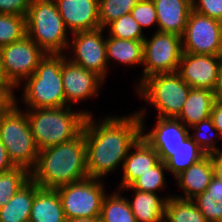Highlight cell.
Masks as SVG:
<instances>
[{
	"mask_svg": "<svg viewBox=\"0 0 222 222\" xmlns=\"http://www.w3.org/2000/svg\"><path fill=\"white\" fill-rule=\"evenodd\" d=\"M192 10L222 22V0H192Z\"/></svg>",
	"mask_w": 222,
	"mask_h": 222,
	"instance_id": "36",
	"label": "cell"
},
{
	"mask_svg": "<svg viewBox=\"0 0 222 222\" xmlns=\"http://www.w3.org/2000/svg\"><path fill=\"white\" fill-rule=\"evenodd\" d=\"M136 89L139 96L157 109V117L176 118L191 87L175 72L152 75L144 79Z\"/></svg>",
	"mask_w": 222,
	"mask_h": 222,
	"instance_id": "7",
	"label": "cell"
},
{
	"mask_svg": "<svg viewBox=\"0 0 222 222\" xmlns=\"http://www.w3.org/2000/svg\"><path fill=\"white\" fill-rule=\"evenodd\" d=\"M103 181L87 177L58 187L65 218L100 217L105 193Z\"/></svg>",
	"mask_w": 222,
	"mask_h": 222,
	"instance_id": "8",
	"label": "cell"
},
{
	"mask_svg": "<svg viewBox=\"0 0 222 222\" xmlns=\"http://www.w3.org/2000/svg\"><path fill=\"white\" fill-rule=\"evenodd\" d=\"M207 222H222V201L207 197V190L192 199Z\"/></svg>",
	"mask_w": 222,
	"mask_h": 222,
	"instance_id": "34",
	"label": "cell"
},
{
	"mask_svg": "<svg viewBox=\"0 0 222 222\" xmlns=\"http://www.w3.org/2000/svg\"><path fill=\"white\" fill-rule=\"evenodd\" d=\"M32 0H0V14L26 17Z\"/></svg>",
	"mask_w": 222,
	"mask_h": 222,
	"instance_id": "37",
	"label": "cell"
},
{
	"mask_svg": "<svg viewBox=\"0 0 222 222\" xmlns=\"http://www.w3.org/2000/svg\"><path fill=\"white\" fill-rule=\"evenodd\" d=\"M107 29L109 31L108 36L119 39L143 41L146 37L142 32L141 26L130 13L111 22Z\"/></svg>",
	"mask_w": 222,
	"mask_h": 222,
	"instance_id": "31",
	"label": "cell"
},
{
	"mask_svg": "<svg viewBox=\"0 0 222 222\" xmlns=\"http://www.w3.org/2000/svg\"><path fill=\"white\" fill-rule=\"evenodd\" d=\"M130 14L142 29L157 24L156 7L153 0H140Z\"/></svg>",
	"mask_w": 222,
	"mask_h": 222,
	"instance_id": "35",
	"label": "cell"
},
{
	"mask_svg": "<svg viewBox=\"0 0 222 222\" xmlns=\"http://www.w3.org/2000/svg\"><path fill=\"white\" fill-rule=\"evenodd\" d=\"M215 100V92L207 89L191 88L183 108L176 118L185 126L193 127L210 117Z\"/></svg>",
	"mask_w": 222,
	"mask_h": 222,
	"instance_id": "22",
	"label": "cell"
},
{
	"mask_svg": "<svg viewBox=\"0 0 222 222\" xmlns=\"http://www.w3.org/2000/svg\"><path fill=\"white\" fill-rule=\"evenodd\" d=\"M145 111L144 109L136 112L141 120V137L155 151H174L190 136L188 127L178 118L173 117H157L154 129L151 132L144 133Z\"/></svg>",
	"mask_w": 222,
	"mask_h": 222,
	"instance_id": "15",
	"label": "cell"
},
{
	"mask_svg": "<svg viewBox=\"0 0 222 222\" xmlns=\"http://www.w3.org/2000/svg\"><path fill=\"white\" fill-rule=\"evenodd\" d=\"M65 222H101L100 217H94V218H66Z\"/></svg>",
	"mask_w": 222,
	"mask_h": 222,
	"instance_id": "44",
	"label": "cell"
},
{
	"mask_svg": "<svg viewBox=\"0 0 222 222\" xmlns=\"http://www.w3.org/2000/svg\"><path fill=\"white\" fill-rule=\"evenodd\" d=\"M70 33L101 28L99 0H54Z\"/></svg>",
	"mask_w": 222,
	"mask_h": 222,
	"instance_id": "16",
	"label": "cell"
},
{
	"mask_svg": "<svg viewBox=\"0 0 222 222\" xmlns=\"http://www.w3.org/2000/svg\"><path fill=\"white\" fill-rule=\"evenodd\" d=\"M17 105L0 116V139L13 164L31 172L36 167L40 150L33 138L27 112H22Z\"/></svg>",
	"mask_w": 222,
	"mask_h": 222,
	"instance_id": "6",
	"label": "cell"
},
{
	"mask_svg": "<svg viewBox=\"0 0 222 222\" xmlns=\"http://www.w3.org/2000/svg\"><path fill=\"white\" fill-rule=\"evenodd\" d=\"M159 162L157 152L141 137L130 149L122 164L123 176L119 188L130 187L142 174Z\"/></svg>",
	"mask_w": 222,
	"mask_h": 222,
	"instance_id": "18",
	"label": "cell"
},
{
	"mask_svg": "<svg viewBox=\"0 0 222 222\" xmlns=\"http://www.w3.org/2000/svg\"><path fill=\"white\" fill-rule=\"evenodd\" d=\"M61 74L66 103L69 106L70 103L76 104L90 97H97L101 84L105 82L96 73L71 62L64 53Z\"/></svg>",
	"mask_w": 222,
	"mask_h": 222,
	"instance_id": "14",
	"label": "cell"
},
{
	"mask_svg": "<svg viewBox=\"0 0 222 222\" xmlns=\"http://www.w3.org/2000/svg\"><path fill=\"white\" fill-rule=\"evenodd\" d=\"M36 194V183L30 179L0 208V222L29 221L32 203Z\"/></svg>",
	"mask_w": 222,
	"mask_h": 222,
	"instance_id": "24",
	"label": "cell"
},
{
	"mask_svg": "<svg viewBox=\"0 0 222 222\" xmlns=\"http://www.w3.org/2000/svg\"><path fill=\"white\" fill-rule=\"evenodd\" d=\"M62 54H46L35 73L27 78L23 88V103L27 109L59 108L66 103L62 83Z\"/></svg>",
	"mask_w": 222,
	"mask_h": 222,
	"instance_id": "4",
	"label": "cell"
},
{
	"mask_svg": "<svg viewBox=\"0 0 222 222\" xmlns=\"http://www.w3.org/2000/svg\"><path fill=\"white\" fill-rule=\"evenodd\" d=\"M2 69L6 82L14 88L35 73L40 60L46 53L27 35L0 48Z\"/></svg>",
	"mask_w": 222,
	"mask_h": 222,
	"instance_id": "10",
	"label": "cell"
},
{
	"mask_svg": "<svg viewBox=\"0 0 222 222\" xmlns=\"http://www.w3.org/2000/svg\"><path fill=\"white\" fill-rule=\"evenodd\" d=\"M192 128V130L195 131V133L193 132L192 135H190V137L198 144V146L207 154V155H211V154H217V153H221L222 149L220 150V148L216 147L215 142L217 143L218 137L219 139H222V136L219 135V131L215 128L213 121L211 119V117H208L202 121H200L199 123H197L196 125H194ZM206 129V130H204ZM212 131L213 133H215V135L213 136V138L211 137V133L209 134V132ZM205 132H204V131ZM208 132V133H207ZM209 134V136L207 134ZM207 135V136H206ZM219 135V136H218ZM211 138V139H210ZM215 139V140H214Z\"/></svg>",
	"mask_w": 222,
	"mask_h": 222,
	"instance_id": "32",
	"label": "cell"
},
{
	"mask_svg": "<svg viewBox=\"0 0 222 222\" xmlns=\"http://www.w3.org/2000/svg\"><path fill=\"white\" fill-rule=\"evenodd\" d=\"M25 18L27 36L46 54L68 49V29L54 0H32Z\"/></svg>",
	"mask_w": 222,
	"mask_h": 222,
	"instance_id": "5",
	"label": "cell"
},
{
	"mask_svg": "<svg viewBox=\"0 0 222 222\" xmlns=\"http://www.w3.org/2000/svg\"><path fill=\"white\" fill-rule=\"evenodd\" d=\"M71 108L27 109V118L39 150L72 140L83 131L85 120L91 113L86 110L74 112Z\"/></svg>",
	"mask_w": 222,
	"mask_h": 222,
	"instance_id": "3",
	"label": "cell"
},
{
	"mask_svg": "<svg viewBox=\"0 0 222 222\" xmlns=\"http://www.w3.org/2000/svg\"><path fill=\"white\" fill-rule=\"evenodd\" d=\"M0 83H8V82H6L4 72L2 69L1 52H0Z\"/></svg>",
	"mask_w": 222,
	"mask_h": 222,
	"instance_id": "45",
	"label": "cell"
},
{
	"mask_svg": "<svg viewBox=\"0 0 222 222\" xmlns=\"http://www.w3.org/2000/svg\"><path fill=\"white\" fill-rule=\"evenodd\" d=\"M65 219L57 190L40 188L36 184V194L32 203L29 221L65 222Z\"/></svg>",
	"mask_w": 222,
	"mask_h": 222,
	"instance_id": "21",
	"label": "cell"
},
{
	"mask_svg": "<svg viewBox=\"0 0 222 222\" xmlns=\"http://www.w3.org/2000/svg\"><path fill=\"white\" fill-rule=\"evenodd\" d=\"M93 119L92 114L88 115L83 127L87 174L101 180L124 163L130 149L141 138L142 126L136 112L122 117L108 116L99 122Z\"/></svg>",
	"mask_w": 222,
	"mask_h": 222,
	"instance_id": "1",
	"label": "cell"
},
{
	"mask_svg": "<svg viewBox=\"0 0 222 222\" xmlns=\"http://www.w3.org/2000/svg\"><path fill=\"white\" fill-rule=\"evenodd\" d=\"M212 164L214 169V177L222 181V154H212Z\"/></svg>",
	"mask_w": 222,
	"mask_h": 222,
	"instance_id": "42",
	"label": "cell"
},
{
	"mask_svg": "<svg viewBox=\"0 0 222 222\" xmlns=\"http://www.w3.org/2000/svg\"><path fill=\"white\" fill-rule=\"evenodd\" d=\"M140 0H99V22L106 27L123 15L129 14Z\"/></svg>",
	"mask_w": 222,
	"mask_h": 222,
	"instance_id": "30",
	"label": "cell"
},
{
	"mask_svg": "<svg viewBox=\"0 0 222 222\" xmlns=\"http://www.w3.org/2000/svg\"><path fill=\"white\" fill-rule=\"evenodd\" d=\"M183 54L182 37L173 33H163L156 30L149 40H143V78L155 74L175 73Z\"/></svg>",
	"mask_w": 222,
	"mask_h": 222,
	"instance_id": "9",
	"label": "cell"
},
{
	"mask_svg": "<svg viewBox=\"0 0 222 222\" xmlns=\"http://www.w3.org/2000/svg\"><path fill=\"white\" fill-rule=\"evenodd\" d=\"M221 66L222 56L183 52L177 73L191 88L215 92Z\"/></svg>",
	"mask_w": 222,
	"mask_h": 222,
	"instance_id": "13",
	"label": "cell"
},
{
	"mask_svg": "<svg viewBox=\"0 0 222 222\" xmlns=\"http://www.w3.org/2000/svg\"><path fill=\"white\" fill-rule=\"evenodd\" d=\"M164 222H207L195 202L174 195L167 199Z\"/></svg>",
	"mask_w": 222,
	"mask_h": 222,
	"instance_id": "26",
	"label": "cell"
},
{
	"mask_svg": "<svg viewBox=\"0 0 222 222\" xmlns=\"http://www.w3.org/2000/svg\"><path fill=\"white\" fill-rule=\"evenodd\" d=\"M106 58L124 65H143V41L106 37Z\"/></svg>",
	"mask_w": 222,
	"mask_h": 222,
	"instance_id": "25",
	"label": "cell"
},
{
	"mask_svg": "<svg viewBox=\"0 0 222 222\" xmlns=\"http://www.w3.org/2000/svg\"><path fill=\"white\" fill-rule=\"evenodd\" d=\"M213 177L214 169L211 154L206 155L176 177L177 186L183 189L186 196L183 198L181 195H175V197L192 200L208 188Z\"/></svg>",
	"mask_w": 222,
	"mask_h": 222,
	"instance_id": "19",
	"label": "cell"
},
{
	"mask_svg": "<svg viewBox=\"0 0 222 222\" xmlns=\"http://www.w3.org/2000/svg\"><path fill=\"white\" fill-rule=\"evenodd\" d=\"M156 152L174 178L207 155L190 136L174 151Z\"/></svg>",
	"mask_w": 222,
	"mask_h": 222,
	"instance_id": "23",
	"label": "cell"
},
{
	"mask_svg": "<svg viewBox=\"0 0 222 222\" xmlns=\"http://www.w3.org/2000/svg\"><path fill=\"white\" fill-rule=\"evenodd\" d=\"M215 98H216V100L222 102V66H221L220 73H219L218 85L215 90Z\"/></svg>",
	"mask_w": 222,
	"mask_h": 222,
	"instance_id": "43",
	"label": "cell"
},
{
	"mask_svg": "<svg viewBox=\"0 0 222 222\" xmlns=\"http://www.w3.org/2000/svg\"><path fill=\"white\" fill-rule=\"evenodd\" d=\"M121 189L135 191L134 199L128 202L137 222H164L166 201L172 196L160 198L155 193L134 190L131 186L119 188L120 191Z\"/></svg>",
	"mask_w": 222,
	"mask_h": 222,
	"instance_id": "20",
	"label": "cell"
},
{
	"mask_svg": "<svg viewBox=\"0 0 222 222\" xmlns=\"http://www.w3.org/2000/svg\"><path fill=\"white\" fill-rule=\"evenodd\" d=\"M26 35V18L24 16L0 14V48L17 42Z\"/></svg>",
	"mask_w": 222,
	"mask_h": 222,
	"instance_id": "29",
	"label": "cell"
},
{
	"mask_svg": "<svg viewBox=\"0 0 222 222\" xmlns=\"http://www.w3.org/2000/svg\"><path fill=\"white\" fill-rule=\"evenodd\" d=\"M210 117L213 121L215 128L219 131L222 136V102L215 100Z\"/></svg>",
	"mask_w": 222,
	"mask_h": 222,
	"instance_id": "40",
	"label": "cell"
},
{
	"mask_svg": "<svg viewBox=\"0 0 222 222\" xmlns=\"http://www.w3.org/2000/svg\"><path fill=\"white\" fill-rule=\"evenodd\" d=\"M118 192L104 197L100 220L101 222H137L131 210L128 198Z\"/></svg>",
	"mask_w": 222,
	"mask_h": 222,
	"instance_id": "27",
	"label": "cell"
},
{
	"mask_svg": "<svg viewBox=\"0 0 222 222\" xmlns=\"http://www.w3.org/2000/svg\"><path fill=\"white\" fill-rule=\"evenodd\" d=\"M15 167L16 166L9 158L8 152L6 151V148L0 139V174L8 172Z\"/></svg>",
	"mask_w": 222,
	"mask_h": 222,
	"instance_id": "41",
	"label": "cell"
},
{
	"mask_svg": "<svg viewBox=\"0 0 222 222\" xmlns=\"http://www.w3.org/2000/svg\"><path fill=\"white\" fill-rule=\"evenodd\" d=\"M104 29L99 28L91 31H78L72 33L73 41L68 44L73 50V58L69 60L75 64L81 65L84 69L90 70L100 76L103 80L106 78V69L108 62L106 58V37L103 36Z\"/></svg>",
	"mask_w": 222,
	"mask_h": 222,
	"instance_id": "12",
	"label": "cell"
},
{
	"mask_svg": "<svg viewBox=\"0 0 222 222\" xmlns=\"http://www.w3.org/2000/svg\"><path fill=\"white\" fill-rule=\"evenodd\" d=\"M183 52L222 56V22L191 11L182 35Z\"/></svg>",
	"mask_w": 222,
	"mask_h": 222,
	"instance_id": "11",
	"label": "cell"
},
{
	"mask_svg": "<svg viewBox=\"0 0 222 222\" xmlns=\"http://www.w3.org/2000/svg\"><path fill=\"white\" fill-rule=\"evenodd\" d=\"M10 83H0V116L6 114L17 102Z\"/></svg>",
	"mask_w": 222,
	"mask_h": 222,
	"instance_id": "38",
	"label": "cell"
},
{
	"mask_svg": "<svg viewBox=\"0 0 222 222\" xmlns=\"http://www.w3.org/2000/svg\"><path fill=\"white\" fill-rule=\"evenodd\" d=\"M207 197H211L215 202L222 201V181L213 177L210 184L208 185Z\"/></svg>",
	"mask_w": 222,
	"mask_h": 222,
	"instance_id": "39",
	"label": "cell"
},
{
	"mask_svg": "<svg viewBox=\"0 0 222 222\" xmlns=\"http://www.w3.org/2000/svg\"><path fill=\"white\" fill-rule=\"evenodd\" d=\"M31 179V172L24 167H15L12 170L0 174V208L9 202Z\"/></svg>",
	"mask_w": 222,
	"mask_h": 222,
	"instance_id": "28",
	"label": "cell"
},
{
	"mask_svg": "<svg viewBox=\"0 0 222 222\" xmlns=\"http://www.w3.org/2000/svg\"><path fill=\"white\" fill-rule=\"evenodd\" d=\"M157 14V31L183 35L192 11V0H153Z\"/></svg>",
	"mask_w": 222,
	"mask_h": 222,
	"instance_id": "17",
	"label": "cell"
},
{
	"mask_svg": "<svg viewBox=\"0 0 222 222\" xmlns=\"http://www.w3.org/2000/svg\"><path fill=\"white\" fill-rule=\"evenodd\" d=\"M167 171L166 164L160 161L156 166L149 169L146 173L142 174L131 187L134 190H140L149 193H155L156 191L166 188V180L164 171Z\"/></svg>",
	"mask_w": 222,
	"mask_h": 222,
	"instance_id": "33",
	"label": "cell"
},
{
	"mask_svg": "<svg viewBox=\"0 0 222 222\" xmlns=\"http://www.w3.org/2000/svg\"><path fill=\"white\" fill-rule=\"evenodd\" d=\"M87 177L83 131L72 140L41 149L36 167L31 171V179L44 189H57Z\"/></svg>",
	"mask_w": 222,
	"mask_h": 222,
	"instance_id": "2",
	"label": "cell"
}]
</instances>
